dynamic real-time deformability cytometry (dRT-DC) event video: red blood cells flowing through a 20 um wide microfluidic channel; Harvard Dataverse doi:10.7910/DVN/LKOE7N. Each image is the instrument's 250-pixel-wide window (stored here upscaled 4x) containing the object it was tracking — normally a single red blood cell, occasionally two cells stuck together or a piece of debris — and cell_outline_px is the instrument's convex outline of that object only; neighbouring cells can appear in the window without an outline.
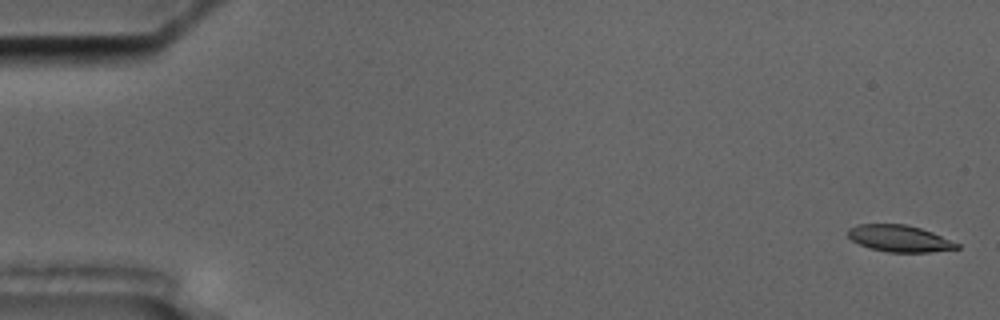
{"species": "common noctule bat (a hibernating species)", "species_latin": "Nyctalus noctula", "temperature_condition": "cold", "stored_images_in_passage": 6, "camera_frame_rate_fps": 3000, "um_per_image_px": 0.085, "animal": {"sex": "male", "body_mass_g": 17.5, "forearm_length_mm": 52.3}, "frame": {"image": 1, "passage_image": 1, "time_ms": 0.0, "image_size_px": [1000, 320], "cell_outline_px": [[960, 248], [928, 252], [888, 252], [868, 248], [852, 240], [848, 236], [848, 228], [856, 224], [904, 224], [920, 228], [932, 232], [960, 244]], "centroid_in_image_um": [76.43, 20.27], "position_along_channel_um": 8.6, "area_um2": 16.88}}